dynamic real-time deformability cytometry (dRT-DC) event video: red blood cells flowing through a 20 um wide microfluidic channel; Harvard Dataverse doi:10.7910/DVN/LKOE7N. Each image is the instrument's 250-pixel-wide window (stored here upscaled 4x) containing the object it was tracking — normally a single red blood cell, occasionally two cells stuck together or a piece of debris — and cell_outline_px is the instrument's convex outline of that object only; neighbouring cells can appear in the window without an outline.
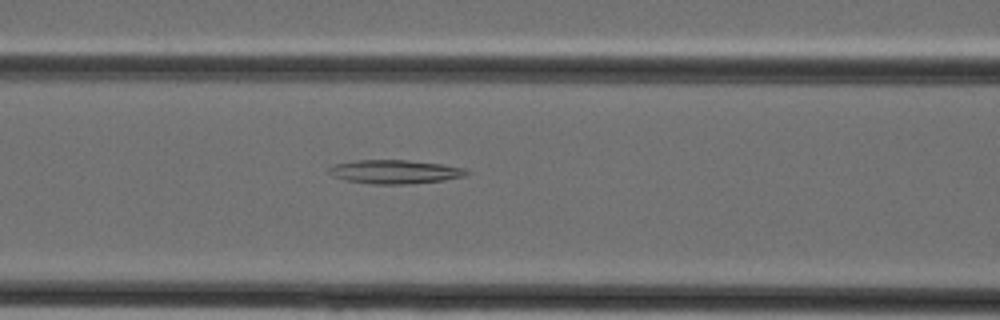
{"species": "Egyptian fruit bat (a non-hibernating species)", "species_latin": "Rousettus aegyptiacus", "temperature_condition": "cold", "stored_images_in_passage": 40, "camera_frame_rate_fps": 3000, "um_per_image_px": 0.085, "animal": {"sex": "female"}, "frame": {"image": 1, "passage_image": 17, "time_ms": 5.333, "image_size_px": [1000, 320], "cell_outline_px": [[472, 172], [468, 176], [444, 180], [404, 184], [372, 184], [344, 180], [332, 176], [328, 172], [328, 168], [336, 164], [356, 160], [408, 160], [440, 164], [464, 168]], "centroid_in_image_um": [33.58, 14.6], "position_along_channel_um": 133.0, "area_um2": 19.13}}
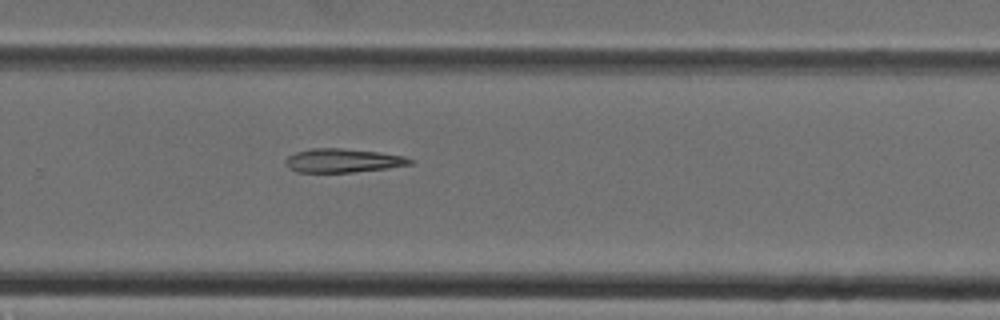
{"frame": {"image": 2, "passage_image": 27, "time_ms": 8.667, "image_size_px": [1000, 320], "cell_outline_px": [[412, 164], [388, 168], [352, 172], [296, 172], [288, 168], [284, 164], [284, 160], [288, 156], [296, 152], [312, 148], [340, 148], [380, 152], [404, 156], [412, 160]], "centroid_in_image_um": [29.1, 13.65], "position_along_channel_um": 300.7, "area_um2": 17.28}}
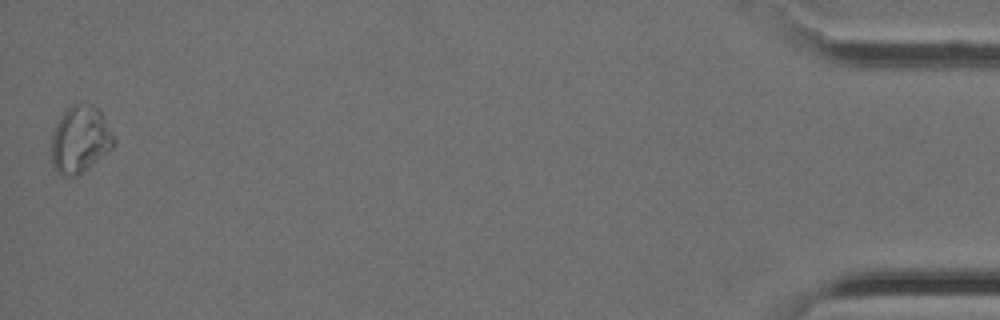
{"frame": {"image": 3, "passage_image": 40, "time_ms": 13.0, "image_size_px": [1000, 320], "cell_outline_px": [[116, 144], [112, 148], [76, 176], [60, 176], [52, 164], [52, 136], [64, 112], [72, 104], [80, 100], [92, 104], [104, 116], [116, 140]], "centroid_in_image_um": [6.83, 11.82], "position_along_channel_um": 428.4, "area_um2": 24.16}}